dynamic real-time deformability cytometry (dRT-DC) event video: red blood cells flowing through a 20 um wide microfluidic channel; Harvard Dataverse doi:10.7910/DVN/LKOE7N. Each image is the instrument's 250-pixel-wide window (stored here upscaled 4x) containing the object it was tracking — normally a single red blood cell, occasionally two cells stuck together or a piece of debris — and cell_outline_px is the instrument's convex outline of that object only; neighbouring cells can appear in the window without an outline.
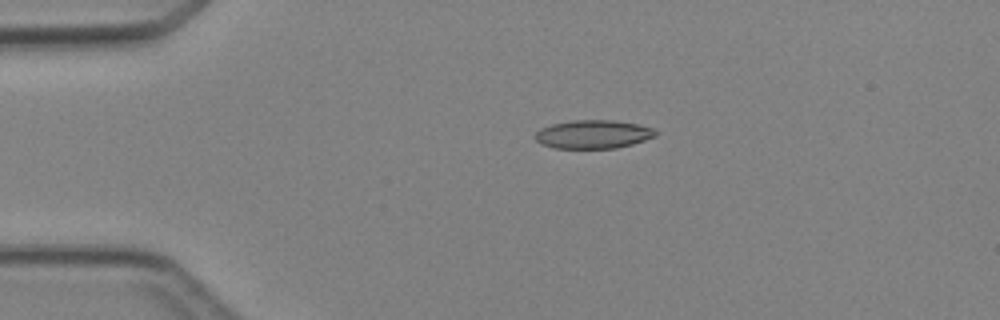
{"species": "Egyptian fruit bat (a non-hibernating species)", "species_latin": "Rousettus aegyptiacus", "temperature_condition": "cold", "stored_images_in_passage": 3, "camera_frame_rate_fps": 3000, "um_per_image_px": 0.085, "animal": {"sex": "female"}, "frame": {"image": 1, "passage_image": 2, "time_ms": 2.0, "image_size_px": [1000, 320], "cell_outline_px": [[656, 136], [632, 144], [616, 148], [552, 148], [540, 144], [536, 140], [536, 132], [540, 128], [552, 124], [572, 120], [612, 120], [636, 124], [652, 128], [656, 132]], "centroid_in_image_um": [50.38, 11.42], "position_along_channel_um": 34.6, "area_um2": 19.88}}